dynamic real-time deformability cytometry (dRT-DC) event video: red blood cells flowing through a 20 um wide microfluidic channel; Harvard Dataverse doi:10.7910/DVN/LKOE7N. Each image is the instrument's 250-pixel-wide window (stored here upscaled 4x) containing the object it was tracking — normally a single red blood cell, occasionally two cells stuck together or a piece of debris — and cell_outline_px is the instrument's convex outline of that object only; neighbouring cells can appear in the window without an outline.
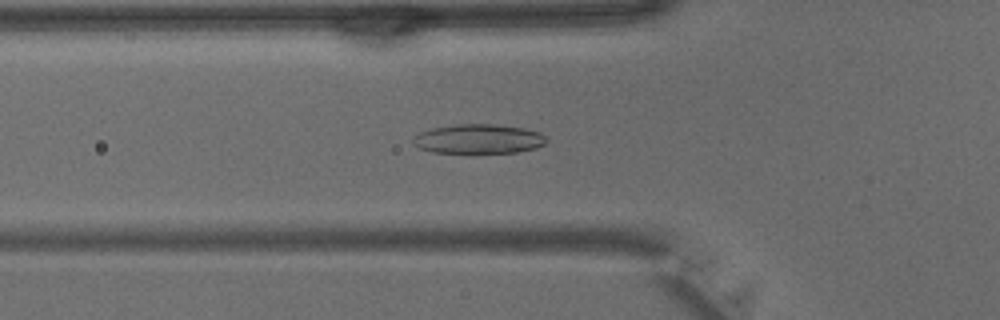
{"species": "common noctule bat (a hibernating species)", "species_latin": "Nyctalus noctula", "temperature_condition": "warm", "stored_images_in_passage": 40, "camera_frame_rate_fps": 3000, "um_per_image_px": 0.085, "animal": {"sex": "male", "body_mass_g": 15.6}, "frame": {"image": 1, "passage_image": 13, "time_ms": 4.0, "image_size_px": [1000, 320], "cell_outline_px": [[548, 140], [544, 144], [536, 148], [516, 152], [432, 152], [420, 148], [412, 144], [412, 136], [420, 132], [432, 128], [456, 124], [492, 124], [524, 128], [540, 132]], "centroid_in_image_um": [40.65, 11.8], "position_along_channel_um": 85.1, "area_um2": 22.77}}
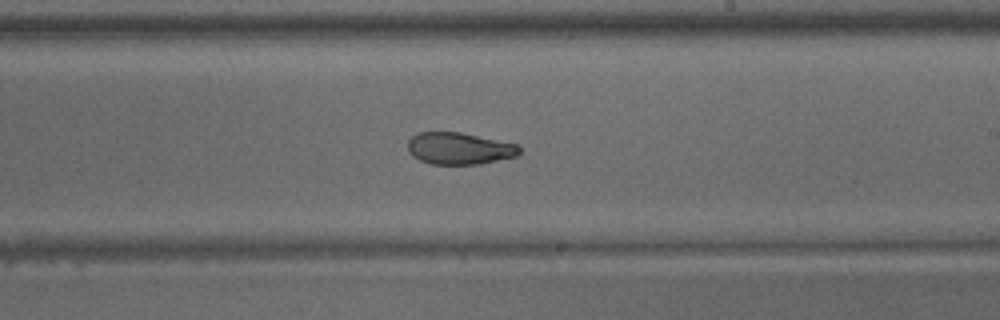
{"frame": {"image": 2, "passage_image": 23, "time_ms": 7.333, "image_size_px": [1000, 320], "cell_outline_px": [[520, 156], [480, 164], [432, 164], [420, 160], [412, 156], [408, 152], [408, 140], [412, 136], [420, 132], [460, 132], [516, 144], [520, 148]], "centroid_in_image_um": [39.04, 12.63], "position_along_channel_um": 250.0, "area_um2": 20.81}}
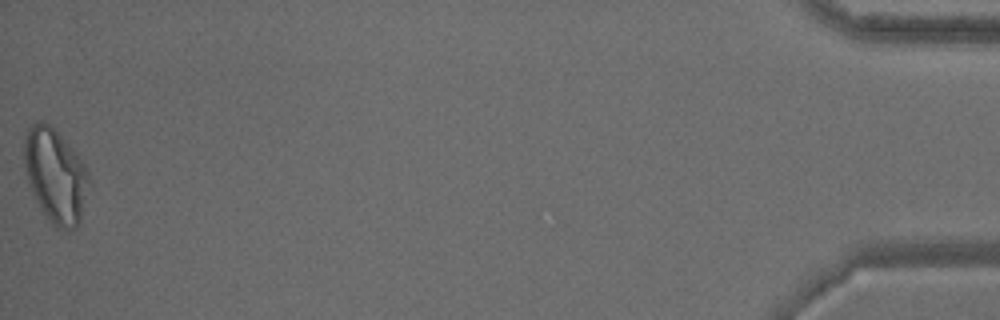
{"frame": {"image": 3, "passage_image": 40, "time_ms": 13.0, "image_size_px": [1000, 320], "cell_outline_px": [[92, 184], [80, 220], [76, 228], [68, 232], [56, 228], [44, 216], [36, 200], [28, 180], [24, 164], [24, 136], [28, 128], [36, 120], [44, 120], [84, 160]], "centroid_in_image_um": [4.75, 14.97], "position_along_channel_um": 430.4, "area_um2": 36.13}}